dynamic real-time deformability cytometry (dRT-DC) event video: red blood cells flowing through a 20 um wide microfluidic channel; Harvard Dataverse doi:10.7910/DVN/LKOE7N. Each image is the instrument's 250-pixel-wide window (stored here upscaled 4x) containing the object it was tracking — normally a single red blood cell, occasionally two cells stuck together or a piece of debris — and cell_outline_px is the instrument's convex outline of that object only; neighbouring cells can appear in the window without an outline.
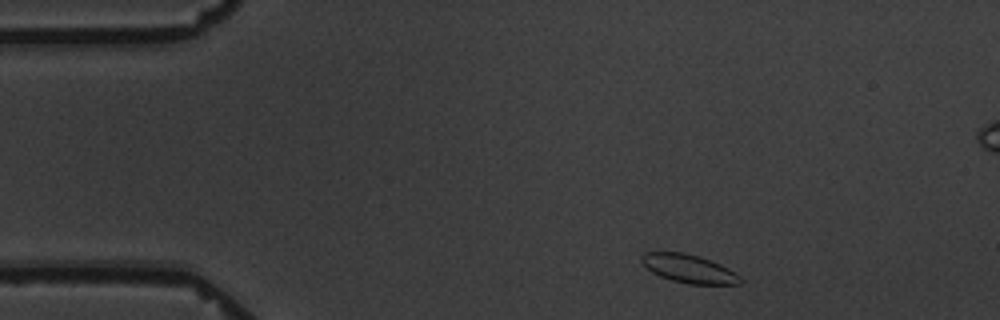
{"species": "common noctule bat (a hibernating species)", "species_latin": "Nyctalus noctula", "temperature_condition": "warm", "stored_images_in_passage": 4, "camera_frame_rate_fps": 3000, "um_per_image_px": 0.085, "animal": {"sex": "male", "body_mass_g": 19.5, "forearm_length_mm": 54.6}, "frame": {"image": 1, "passage_image": 1, "time_ms": 0.0, "image_size_px": [1000, 320], "cell_outline_px": [[744, 280], [740, 284], [688, 284], [672, 280], [660, 276], [652, 272], [640, 260], [640, 256], [644, 252], [684, 252], [700, 256], [720, 264], [728, 268], [740, 276]], "centroid_in_image_um": [58.56, 22.83], "position_along_channel_um": 26.4, "area_um2": 16.36}}